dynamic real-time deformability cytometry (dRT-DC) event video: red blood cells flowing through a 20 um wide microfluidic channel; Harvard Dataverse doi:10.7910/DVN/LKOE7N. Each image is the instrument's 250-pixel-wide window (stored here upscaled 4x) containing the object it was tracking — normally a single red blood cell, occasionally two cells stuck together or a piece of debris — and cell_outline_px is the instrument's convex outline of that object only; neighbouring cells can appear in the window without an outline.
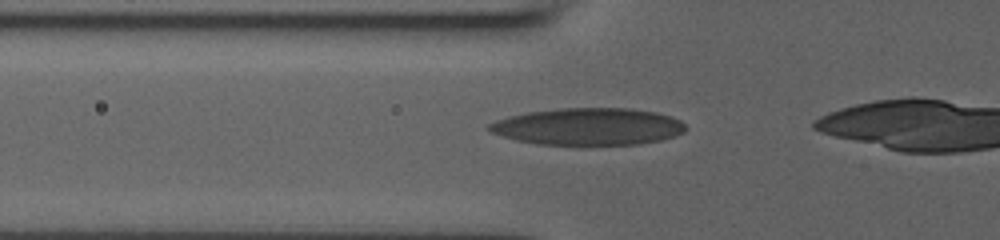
{"species": "human", "species_latin": "Homo sapiens", "temperature_condition": "room temperature", "stored_images_in_passage": 14, "camera_frame_rate_fps": 3000, "um_per_image_px": 0.085, "donor": {"sex": "male"}, "frame": {"image": 1, "passage_image": 13, "time_ms": 4.0, "image_size_px": [1000, 240], "cell_outline_px": [[684, 132], [676, 136], [660, 140], [640, 144], [536, 144], [516, 140], [492, 132], [488, 128], [488, 124], [496, 120], [508, 116], [528, 112], [560, 108], [628, 108], [656, 112], [672, 116], [680, 120], [684, 124]], "centroid_in_image_um": [50.02, 10.75], "position_along_channel_um": 75.8, "area_um2": 42.25}}